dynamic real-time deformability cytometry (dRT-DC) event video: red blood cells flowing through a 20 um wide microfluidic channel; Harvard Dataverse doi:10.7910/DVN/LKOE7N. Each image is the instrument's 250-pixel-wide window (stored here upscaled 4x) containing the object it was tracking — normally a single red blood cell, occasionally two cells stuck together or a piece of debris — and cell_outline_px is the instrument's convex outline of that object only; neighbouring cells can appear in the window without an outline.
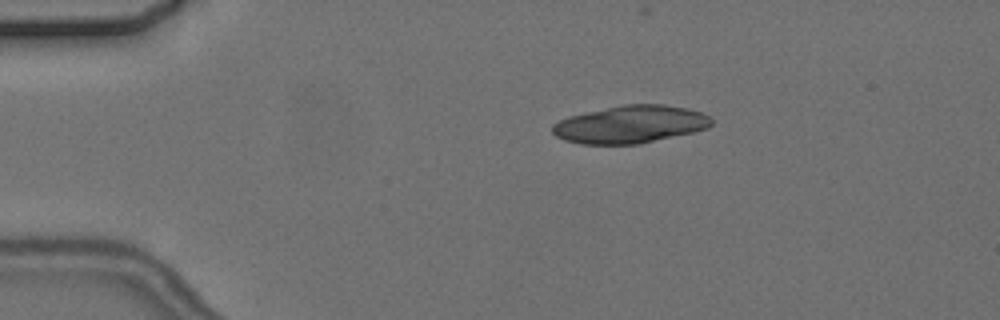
{"species": "common noctule bat (a hibernating species)", "species_latin": "Nyctalus noctula", "temperature_condition": "cold", "stored_images_in_passage": 5, "camera_frame_rate_fps": 3000, "um_per_image_px": 0.085, "animal": {"sex": "female", "body_mass_g": 24.6, "forearm_length_mm": 56.2}, "frame": {"image": 1, "passage_image": 3, "time_ms": 2.333, "image_size_px": [1000, 320], "cell_outline_px": [[712, 124], [708, 128], [692, 132], [640, 144], [580, 144], [564, 140], [556, 136], [552, 132], [552, 124], [568, 116], [624, 104], [664, 104], [688, 108], [712, 116]], "centroid_in_image_um": [53.59, 10.57], "position_along_channel_um": 31.4, "area_um2": 34.97}}